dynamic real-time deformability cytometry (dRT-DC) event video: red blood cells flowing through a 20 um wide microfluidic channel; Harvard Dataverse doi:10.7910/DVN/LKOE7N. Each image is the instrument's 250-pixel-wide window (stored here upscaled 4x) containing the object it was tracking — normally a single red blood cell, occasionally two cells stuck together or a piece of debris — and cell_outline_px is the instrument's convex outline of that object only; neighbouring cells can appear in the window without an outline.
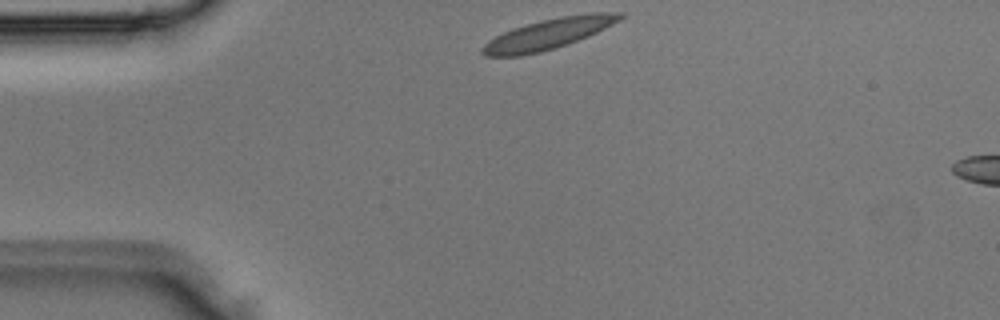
{"species": "Egyptian fruit bat (a non-hibernating species)", "species_latin": "Rousettus aegyptiacus", "temperature_condition": "room temperature", "stored_images_in_passage": 2, "camera_frame_rate_fps": 3000, "um_per_image_px": 0.085, "animal": {"sex": "male"}, "frame": {"image": 1, "passage_image": 1, "time_ms": 0.0, "image_size_px": [1000, 320], "cell_outline_px": [[624, 16], [620, 20], [588, 36], [540, 52], [520, 56], [484, 56], [480, 52], [480, 48], [488, 40], [512, 28], [560, 16], [588, 12], [624, 12]], "centroid_in_image_um": [46.6, 2.87], "position_along_channel_um": 38.4, "area_um2": 24.16}}